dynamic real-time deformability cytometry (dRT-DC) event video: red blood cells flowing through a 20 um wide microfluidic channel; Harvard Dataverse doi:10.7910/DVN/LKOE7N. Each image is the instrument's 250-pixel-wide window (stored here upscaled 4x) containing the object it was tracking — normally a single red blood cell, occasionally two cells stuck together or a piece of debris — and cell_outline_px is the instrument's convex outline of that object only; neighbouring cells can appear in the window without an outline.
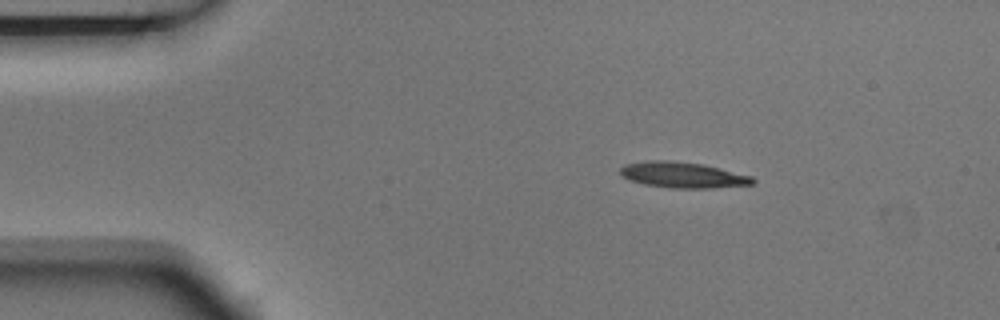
{"species": "Egyptian fruit bat (a non-hibernating species)", "species_latin": "Rousettus aegyptiacus", "temperature_condition": "room temperature", "stored_images_in_passage": 4, "camera_frame_rate_fps": 3000, "um_per_image_px": 0.085, "animal": {"sex": "male"}, "frame": {"image": 1, "passage_image": 2, "time_ms": 0.333, "image_size_px": [1000, 320], "cell_outline_px": [[756, 180], [752, 184], [712, 188], [668, 188], [644, 184], [628, 180], [620, 176], [620, 168], [624, 164], [652, 160], [668, 160], [704, 164], [752, 176]], "centroid_in_image_um": [58.0, 14.87], "position_along_channel_um": 27.0, "area_um2": 20.06}}
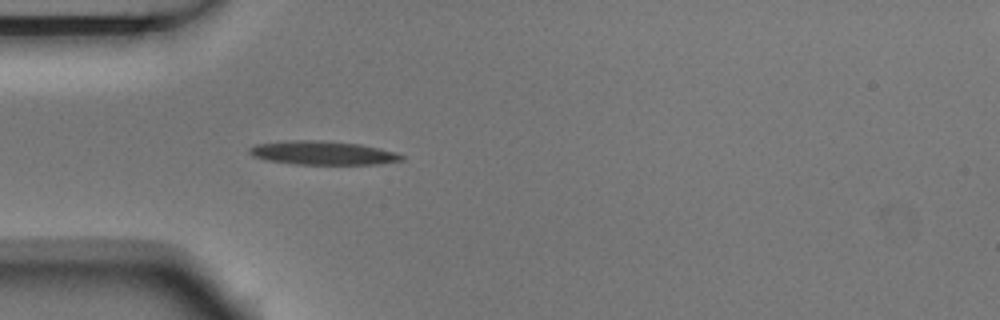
{"frame": {"image": 2, "passage_image": 4, "time_ms": 1.0, "image_size_px": [1000, 320], "cell_outline_px": [[404, 160], [380, 164], [296, 164], [264, 160], [252, 156], [248, 152], [248, 148], [256, 144], [288, 140], [320, 140], [360, 144], [380, 148], [396, 152], [404, 156]], "centroid_in_image_um": [27.42, 12.99], "position_along_channel_um": 57.6, "area_um2": 21.21}}